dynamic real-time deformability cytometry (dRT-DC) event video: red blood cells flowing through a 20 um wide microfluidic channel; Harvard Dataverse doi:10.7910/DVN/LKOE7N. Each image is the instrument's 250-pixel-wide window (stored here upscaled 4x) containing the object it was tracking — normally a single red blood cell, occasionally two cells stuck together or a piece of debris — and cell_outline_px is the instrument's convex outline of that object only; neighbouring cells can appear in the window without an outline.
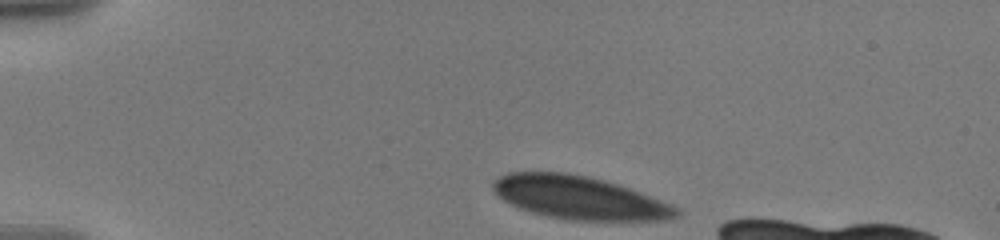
{"species": "human", "species_latin": "Homo sapiens", "temperature_condition": "warm", "stored_images_in_passage": 15, "camera_frame_rate_fps": 3000, "um_per_image_px": 0.085, "donor": {"sex": "male"}, "frame": {"image": 1, "passage_image": 1, "time_ms": 0.0, "image_size_px": [1000, 240], "cell_outline_px": [[680, 216], [664, 220], [564, 220], [532, 212], [520, 208], [504, 200], [492, 188], [492, 184], [500, 176], [508, 172], [564, 172], [588, 176], [604, 180], [640, 192], [672, 204], [680, 212]], "centroid_in_image_um": [49.25, 16.8], "position_along_channel_um": 35.7, "area_um2": 45.72}}
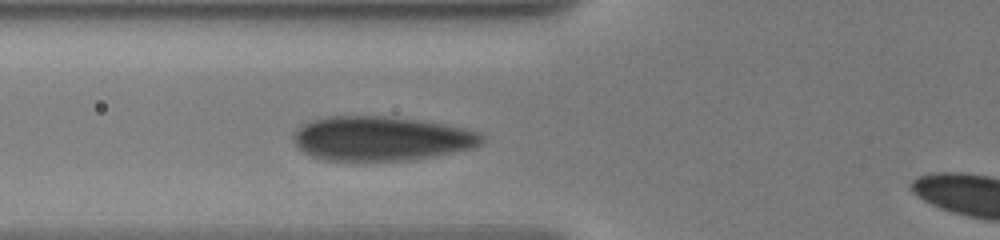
{"frame": {"image": 2, "passage_image": 9, "time_ms": 3.333, "image_size_px": [1000, 240], "cell_outline_px": [[488, 136], [480, 144], [472, 148], [432, 156], [408, 160], [324, 160], [312, 156], [304, 152], [296, 144], [292, 136], [296, 128], [312, 120], [328, 116], [392, 116], [420, 120], [444, 124], [464, 128], [480, 132]], "centroid_in_image_um": [32.42, 11.76], "position_along_channel_um": 93.4, "area_um2": 48.73}}
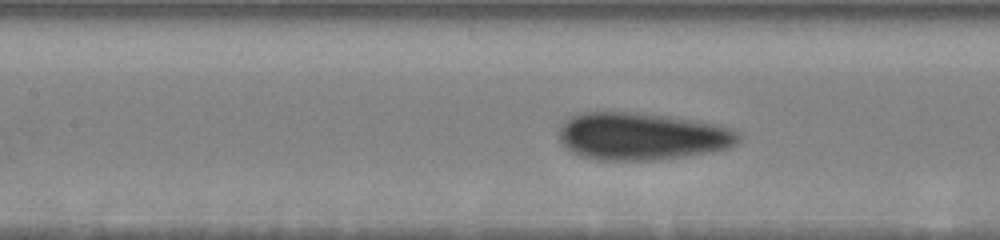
{"frame": {"image": 3, "passage_image": 13, "time_ms": 5.0, "image_size_px": [1000, 240], "cell_outline_px": [[740, 140], [736, 144], [728, 148], [712, 152], [656, 160], [596, 160], [580, 156], [564, 148], [560, 144], [560, 128], [572, 116], [584, 112], [636, 112], [700, 120], [720, 124], [732, 128], [740, 132]], "centroid_in_image_um": [54.61, 11.58], "position_along_channel_um": 152.8, "area_um2": 50.17}}